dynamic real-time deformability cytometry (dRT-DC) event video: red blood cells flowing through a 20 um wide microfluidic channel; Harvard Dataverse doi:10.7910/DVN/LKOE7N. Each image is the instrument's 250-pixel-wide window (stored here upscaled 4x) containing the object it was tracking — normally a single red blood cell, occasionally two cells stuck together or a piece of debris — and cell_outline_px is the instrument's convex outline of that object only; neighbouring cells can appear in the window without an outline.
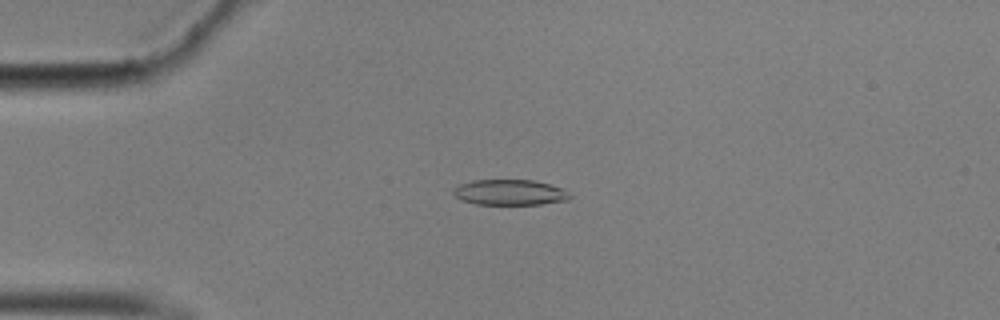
{"species": "common noctule bat (a hibernating species)", "species_latin": "Nyctalus noctula", "temperature_condition": "cold", "stored_images_in_passage": 51, "camera_frame_rate_fps": 3000, "um_per_image_px": 0.085, "animal": {"sex": "male", "body_mass_g": 17.9}, "frame": {"image": 1, "passage_image": 8, "time_ms": 2.333, "image_size_px": [1000, 320], "cell_outline_px": [[572, 196], [568, 200], [540, 204], [476, 204], [460, 200], [452, 192], [452, 188], [460, 184], [472, 180], [532, 180], [548, 184], [560, 188], [568, 192]], "centroid_in_image_um": [43.29, 16.35], "position_along_channel_um": 41.7, "area_um2": 17.28}}
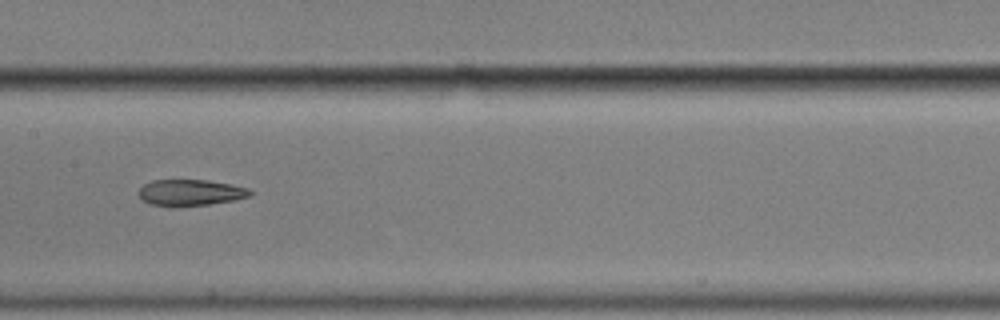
{"frame": {"image": 2, "passage_image": 23, "time_ms": 7.333, "image_size_px": [1000, 320], "cell_outline_px": [[252, 196], [232, 200], [208, 204], [172, 208], [152, 204], [140, 200], [136, 192], [144, 184], [152, 180], [208, 180], [248, 188], [252, 192]], "centroid_in_image_um": [16.11, 16.39], "position_along_channel_um": 191.3, "area_um2": 17.28}}
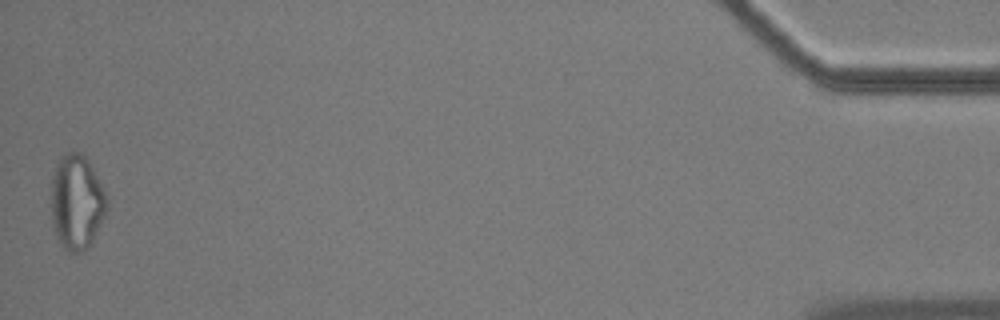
{"frame": {"image": 3, "passage_image": 51, "time_ms": 16.667, "image_size_px": [1000, 320], "cell_outline_px": [[108, 208], [88, 248], [84, 252], [72, 252], [64, 248], [60, 244], [56, 236], [52, 220], [52, 176], [56, 164], [60, 156], [68, 152], [80, 152], [88, 160], [104, 188], [108, 196]], "centroid_in_image_um": [6.53, 17.17], "position_along_channel_um": 428.7, "area_um2": 30.81}, "authors_computed_cell_mechanics": {"area_um2": 18.6116, "velocity_mm_per_s": 3.4967, "shape_relaxation_time_tau1_ms": null, "shape_relaxation_time_tau2_ms": 4.038, "deformation_change_tau1": null, "deformation_change_tau2": 0.1192}}